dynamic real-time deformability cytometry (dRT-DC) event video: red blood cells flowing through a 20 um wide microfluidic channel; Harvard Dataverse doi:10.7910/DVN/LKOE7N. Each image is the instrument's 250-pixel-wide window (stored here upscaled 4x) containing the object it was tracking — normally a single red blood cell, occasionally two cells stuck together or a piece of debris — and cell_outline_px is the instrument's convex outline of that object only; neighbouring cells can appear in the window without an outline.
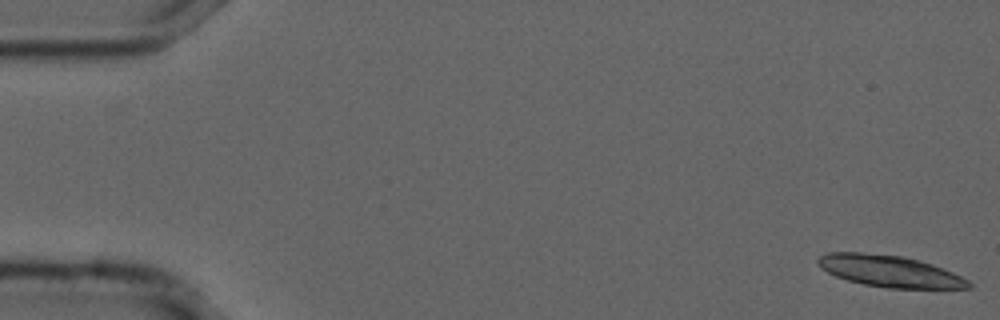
{"species": "common noctule bat (a hibernating species)", "species_latin": "Nyctalus noctula", "temperature_condition": "cold", "stored_images_in_passage": 24, "segment_of_instrument_passage": [1, 2], "camera_frame_rate_fps": 3000, "um_per_image_px": 0.085, "animal": {"sex": "male", "forearm_length_mm": 52.5}, "frame": {"image": 1, "passage_image": 1, "time_ms": 0.0, "image_size_px": [1000, 320], "cell_outline_px": [[972, 288], [888, 288], [864, 284], [848, 280], [836, 276], [828, 272], [816, 264], [816, 260], [820, 256], [828, 252], [860, 252], [904, 256], [920, 260], [932, 264], [952, 272], [968, 280], [972, 284]], "centroid_in_image_um": [75.61, 23.04], "position_along_channel_um": 9.4, "area_um2": 27.69}}